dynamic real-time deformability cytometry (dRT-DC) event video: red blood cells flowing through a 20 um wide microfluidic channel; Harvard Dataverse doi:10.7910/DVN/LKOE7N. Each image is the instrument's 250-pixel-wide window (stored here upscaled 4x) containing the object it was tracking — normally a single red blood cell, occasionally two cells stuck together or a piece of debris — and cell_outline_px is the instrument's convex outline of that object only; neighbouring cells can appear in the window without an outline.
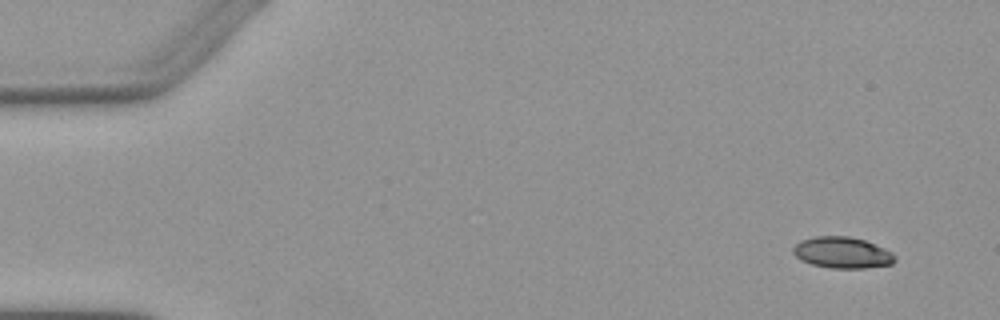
{"species": "Egyptian fruit bat (a non-hibernating species)", "species_latin": "Rousettus aegyptiacus", "temperature_condition": "warm", "stored_images_in_passage": 5, "camera_frame_rate_fps": 3000, "um_per_image_px": 0.085, "animal": {"sex": "female"}, "frame": {"image": 1, "passage_image": 1, "time_ms": 0.0, "image_size_px": [1000, 320], "cell_outline_px": [[896, 260], [892, 264], [864, 268], [828, 268], [812, 264], [800, 260], [792, 252], [792, 248], [800, 240], [816, 236], [848, 236], [864, 240], [884, 248], [892, 252], [896, 256]], "centroid_in_image_um": [71.58, 21.47], "position_along_channel_um": 13.4, "area_um2": 18.61}}
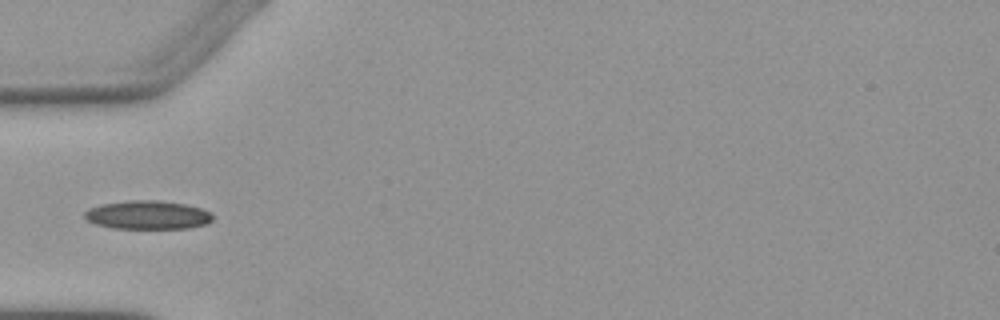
{"frame": {"image": 2, "passage_image": 5, "time_ms": 4.667, "image_size_px": [1000, 320], "cell_outline_px": [[212, 220], [208, 224], [188, 228], [112, 228], [96, 224], [88, 220], [84, 216], [84, 212], [88, 208], [100, 204], [132, 200], [160, 200], [184, 204], [200, 208], [212, 212]], "centroid_in_image_um": [12.56, 18.27], "position_along_channel_um": 72.4, "area_um2": 21.39}}